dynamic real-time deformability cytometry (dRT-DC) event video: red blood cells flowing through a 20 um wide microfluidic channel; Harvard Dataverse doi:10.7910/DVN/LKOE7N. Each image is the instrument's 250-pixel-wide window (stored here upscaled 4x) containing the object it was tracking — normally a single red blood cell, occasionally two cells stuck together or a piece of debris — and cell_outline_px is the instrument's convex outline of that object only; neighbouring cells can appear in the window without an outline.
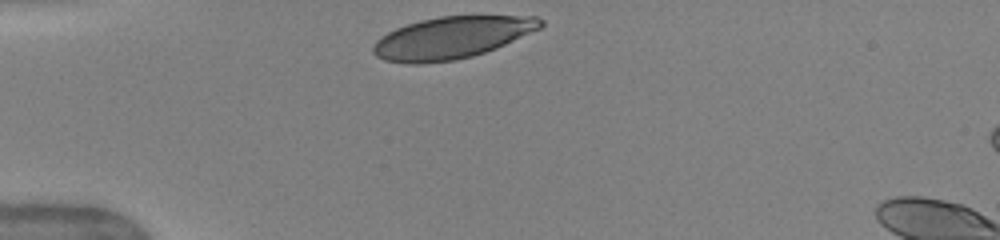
{"species": "human", "species_latin": "Homo sapiens", "temperature_condition": "warm", "stored_images_in_passage": 30, "camera_frame_rate_fps": 3000, "um_per_image_px": 0.085, "donor": {"sex": "female"}, "frame": {"image": 1, "passage_image": 1, "time_ms": 0.0, "image_size_px": [1000, 240], "cell_outline_px": [[544, 24], [540, 28], [496, 48], [472, 56], [456, 60], [424, 64], [408, 64], [384, 60], [376, 56], [372, 52], [372, 48], [376, 40], [380, 36], [396, 28], [420, 20], [440, 16], [536, 16], [544, 20]], "centroid_in_image_um": [38.37, 3.21], "position_along_channel_um": 46.6, "area_um2": 40.98}}
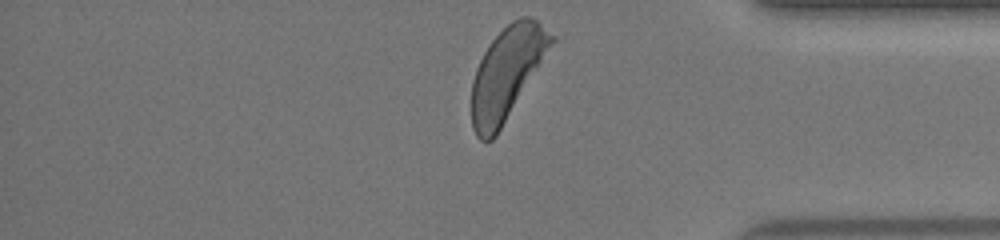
{"frame": {"image": 2, "passage_image": 30, "time_ms": 9.667, "image_size_px": [1000, 240], "cell_outline_px": [[556, 40], [496, 136], [492, 140], [480, 140], [476, 136], [472, 128], [472, 80], [476, 68], [484, 52], [492, 40], [512, 20], [520, 16], [528, 16], [536, 20], [556, 36]], "centroid_in_image_um": [43.09, 6.21], "position_along_channel_um": 392.1, "area_um2": 42.43}, "authors_computed_cell_mechanics": {"area_um2": 43.0321, "velocity_mm_per_s": 3.9881, "shape_relaxation_time_tau1_ms": 2.6695, "shape_relaxation_time_tau2_ms": null, "deformation_change_tau1": 0.146, "deformation_change_tau2": null}}